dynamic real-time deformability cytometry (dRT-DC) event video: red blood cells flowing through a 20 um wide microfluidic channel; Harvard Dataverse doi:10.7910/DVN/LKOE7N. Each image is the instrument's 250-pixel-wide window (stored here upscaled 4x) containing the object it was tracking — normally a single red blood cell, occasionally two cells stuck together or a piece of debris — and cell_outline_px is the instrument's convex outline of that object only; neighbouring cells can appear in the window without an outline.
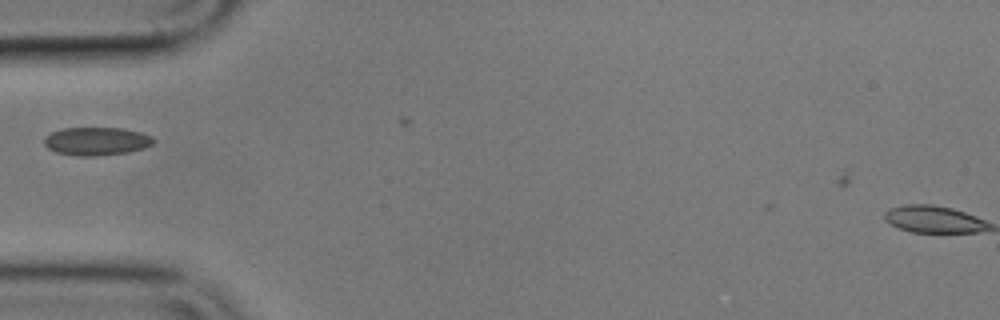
{"species": "common noctule bat (a hibernating species)", "species_latin": "Nyctalus noctula", "temperature_condition": "cold", "stored_images_in_passage": 4, "camera_frame_rate_fps": 3000, "um_per_image_px": 0.085, "animal": {"sex": "male", "body_mass_g": 17.9}, "frame": {"image": 1, "passage_image": 2, "time_ms": 0.333, "image_size_px": [1000, 320], "cell_outline_px": [[156, 140], [152, 144], [144, 148], [128, 152], [96, 156], [76, 156], [56, 152], [48, 148], [44, 144], [44, 136], [52, 132], [64, 128], [124, 128], [140, 132], [152, 136]], "centroid_in_image_um": [8.21, 12.0], "position_along_channel_um": 76.8, "area_um2": 18.03}}